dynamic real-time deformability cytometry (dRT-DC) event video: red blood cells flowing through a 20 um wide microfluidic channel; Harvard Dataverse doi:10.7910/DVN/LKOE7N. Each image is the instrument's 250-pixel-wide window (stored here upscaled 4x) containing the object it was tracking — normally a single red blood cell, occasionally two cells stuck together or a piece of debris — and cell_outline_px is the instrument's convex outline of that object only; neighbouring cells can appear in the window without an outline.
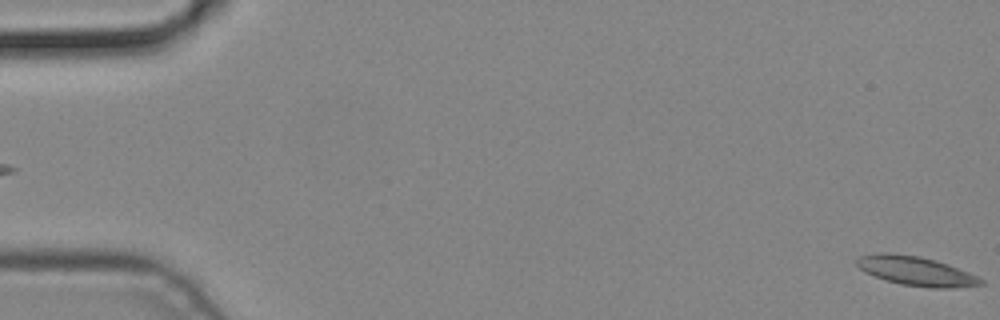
{"species": "common noctule bat (a hibernating species)", "species_latin": "Nyctalus noctula", "temperature_condition": "cold", "stored_images_in_passage": 2, "camera_frame_rate_fps": 3000, "um_per_image_px": 0.085, "animal": {"sex": "male", "body_mass_g": 19.2, "forearm_length_mm": 51.8}, "frame": {"image": 1, "passage_image": 2, "time_ms": 0.333, "image_size_px": [1000, 320], "cell_outline_px": [[984, 284], [952, 288], [932, 288], [900, 284], [876, 276], [860, 268], [856, 264], [856, 260], [860, 256], [880, 252], [888, 252], [920, 256], [936, 260], [948, 264], [968, 272], [984, 280]], "centroid_in_image_um": [77.89, 23.03], "position_along_channel_um": 7.1, "area_um2": 20.92}}